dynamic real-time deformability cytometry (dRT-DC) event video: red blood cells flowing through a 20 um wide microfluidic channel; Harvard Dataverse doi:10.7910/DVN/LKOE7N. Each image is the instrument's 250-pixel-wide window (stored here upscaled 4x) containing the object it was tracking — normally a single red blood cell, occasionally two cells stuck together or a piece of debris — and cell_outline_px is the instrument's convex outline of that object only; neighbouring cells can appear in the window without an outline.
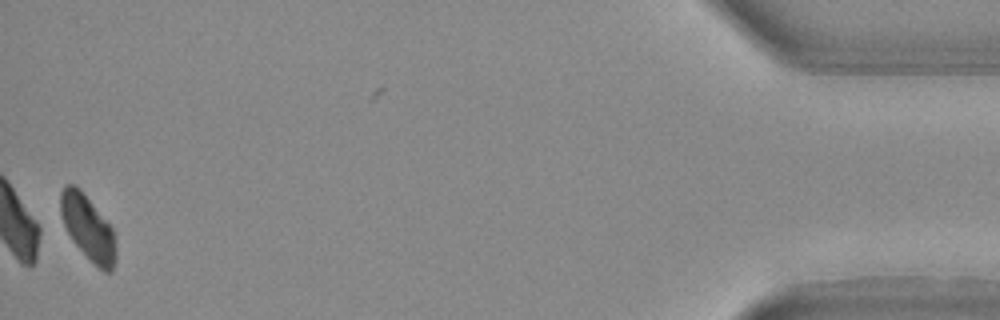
{"species": "Egyptian fruit bat (a non-hibernating species)", "species_latin": "Rousettus aegyptiacus", "temperature_condition": "warm", "stored_images_in_passage": 24, "camera_frame_rate_fps": 3000, "um_per_image_px": 0.085, "animal": {"sex": "female"}, "frame": {"image": 1, "passage_image": 23, "time_ms": 7.333, "image_size_px": [1000, 320], "cell_outline_px": [[116, 260], [112, 272], [104, 272], [72, 240], [64, 224], [60, 212], [60, 192], [64, 184], [72, 184], [88, 200], [112, 228], [116, 248]], "centroid_in_image_um": [7.47, 19.38], "position_along_channel_um": 427.7, "area_um2": 20.06}}